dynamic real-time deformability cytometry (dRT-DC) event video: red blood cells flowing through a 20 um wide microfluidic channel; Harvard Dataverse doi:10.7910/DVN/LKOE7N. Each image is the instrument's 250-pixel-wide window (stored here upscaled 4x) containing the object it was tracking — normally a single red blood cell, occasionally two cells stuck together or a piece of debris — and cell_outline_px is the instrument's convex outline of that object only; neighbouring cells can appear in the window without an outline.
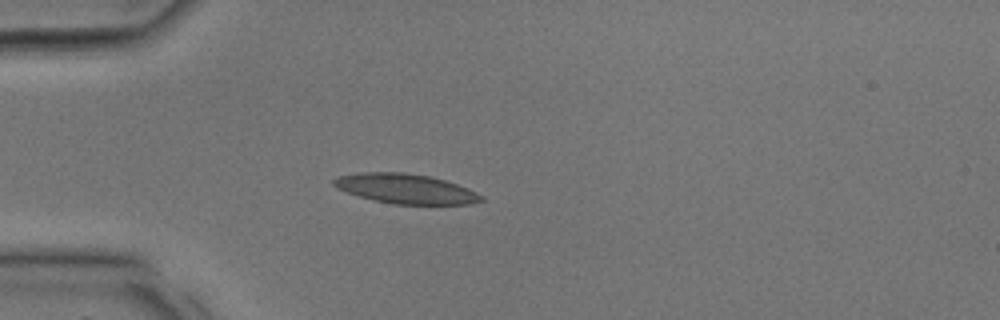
{"species": "common noctule bat (a hibernating species)", "species_latin": "Nyctalus noctula", "temperature_condition": "room temperature", "stored_images_in_passage": 13, "camera_frame_rate_fps": 3000, "um_per_image_px": 0.085, "animal": {"sex": "male", "body_mass_g": 17.9, "forearm_length_mm": 54.2}, "frame": {"image": 1, "passage_image": 8, "time_ms": 2.333, "image_size_px": [1000, 320], "cell_outline_px": [[484, 200], [472, 204], [392, 204], [360, 196], [336, 188], [332, 184], [332, 180], [336, 176], [360, 172], [404, 172], [432, 176], [468, 188], [484, 196]], "centroid_in_image_um": [34.48, 16.03], "position_along_channel_um": 50.5, "area_um2": 25.61}}